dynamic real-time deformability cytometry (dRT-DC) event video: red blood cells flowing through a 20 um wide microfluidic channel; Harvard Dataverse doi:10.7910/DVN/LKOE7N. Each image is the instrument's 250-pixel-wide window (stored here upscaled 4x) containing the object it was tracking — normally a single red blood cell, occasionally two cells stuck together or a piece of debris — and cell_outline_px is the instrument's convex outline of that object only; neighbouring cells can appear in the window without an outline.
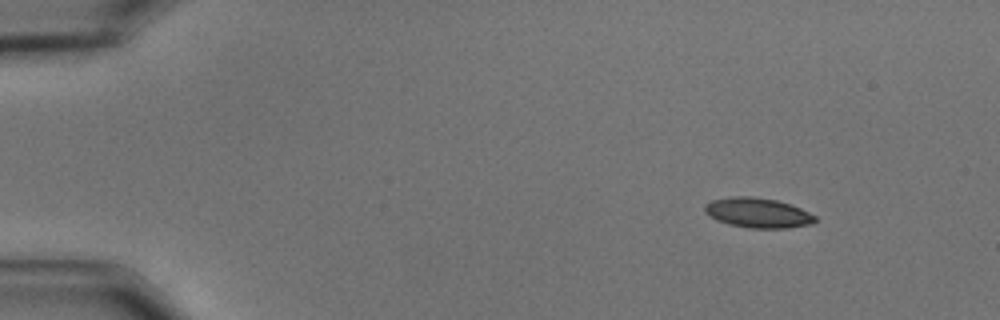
{"species": "common noctule bat (a hibernating species)", "species_latin": "Nyctalus noctula", "temperature_condition": "cold", "stored_images_in_passage": 15, "camera_frame_rate_fps": 3000, "um_per_image_px": 0.085, "animal": {"sex": "male", "body_mass_g": 15.6}, "frame": {"image": 1, "passage_image": 1, "time_ms": 0.0, "image_size_px": [1000, 320], "cell_outline_px": [[816, 220], [812, 224], [788, 228], [748, 228], [728, 224], [716, 220], [704, 212], [704, 204], [712, 200], [732, 196], [752, 196], [776, 200], [800, 208], [816, 216]], "centroid_in_image_um": [64.39, 18.09], "position_along_channel_um": 20.6, "area_um2": 19.31}}
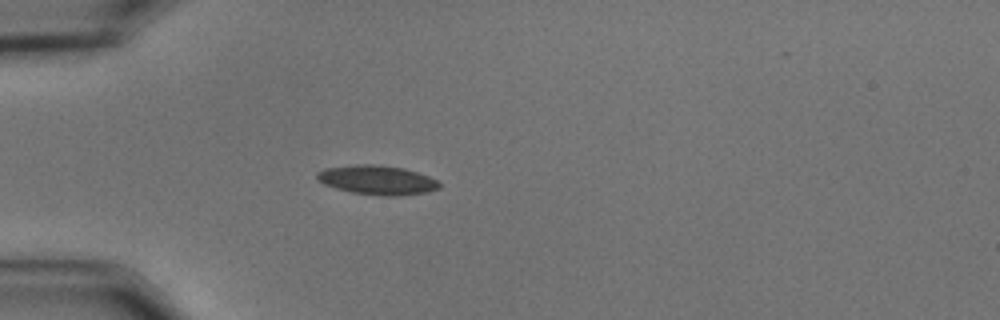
{"frame": {"image": 2, "passage_image": 11, "time_ms": 3.333, "image_size_px": [1000, 320], "cell_outline_px": [[440, 188], [428, 192], [400, 196], [380, 196], [352, 192], [336, 188], [324, 184], [316, 176], [316, 172], [324, 168], [356, 164], [372, 164], [404, 168], [428, 176], [436, 180], [440, 184]], "centroid_in_image_um": [32.06, 15.3], "position_along_channel_um": 52.9, "area_um2": 20.87}}